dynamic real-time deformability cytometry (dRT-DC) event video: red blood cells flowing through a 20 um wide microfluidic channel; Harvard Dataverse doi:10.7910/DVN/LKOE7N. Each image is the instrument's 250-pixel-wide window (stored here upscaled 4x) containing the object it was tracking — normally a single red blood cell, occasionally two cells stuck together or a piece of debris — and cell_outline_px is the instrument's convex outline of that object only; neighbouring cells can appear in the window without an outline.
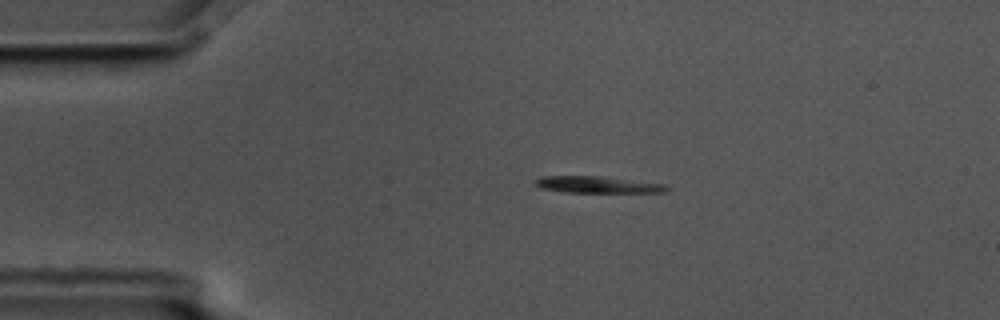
{"species": "common noctule bat (a hibernating species)", "species_latin": "Nyctalus noctula", "temperature_condition": "cold", "stored_images_in_passage": 9, "camera_frame_rate_fps": 3000, "um_per_image_px": 0.085, "animal": {"sex": "male", "body_mass_g": 17.5, "forearm_length_mm": 52.3}, "frame": {"image": 1, "passage_image": 3, "time_ms": 0.667, "image_size_px": [1000, 320], "cell_outline_px": [[668, 188], [664, 192], [568, 192], [544, 188], [536, 184], [532, 180], [540, 176], [600, 176], [664, 184]], "centroid_in_image_um": [50.74, 15.68], "position_along_channel_um": 34.3, "area_um2": 12.43}}